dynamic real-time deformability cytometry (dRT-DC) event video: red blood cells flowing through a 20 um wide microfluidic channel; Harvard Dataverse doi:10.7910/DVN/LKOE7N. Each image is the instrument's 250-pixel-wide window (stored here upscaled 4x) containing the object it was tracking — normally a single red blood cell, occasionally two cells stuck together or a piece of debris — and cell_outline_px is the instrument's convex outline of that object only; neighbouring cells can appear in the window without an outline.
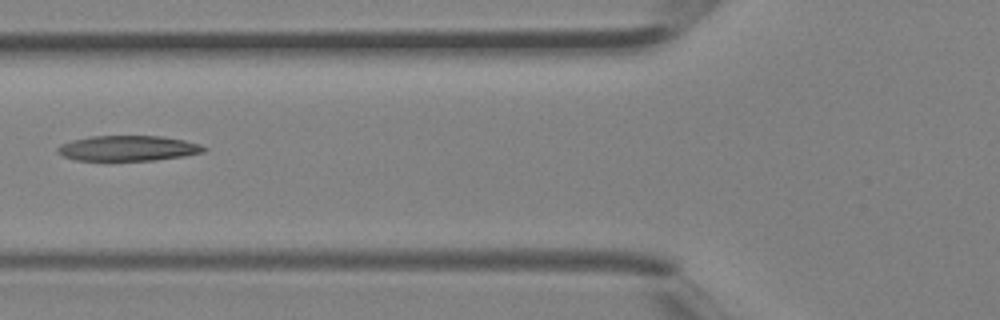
{"species": "Egyptian fruit bat (a non-hibernating species)", "species_latin": "Rousettus aegyptiacus", "temperature_condition": "room temperature", "stored_images_in_passage": 4, "camera_frame_rate_fps": 3000, "um_per_image_px": 0.085, "animal": {"sex": "female"}, "frame": {"image": 1, "passage_image": 4, "time_ms": 1.0, "image_size_px": [1000, 320], "cell_outline_px": [[208, 148], [204, 152], [184, 156], [156, 160], [108, 164], [76, 160], [64, 156], [56, 152], [56, 148], [60, 144], [72, 140], [88, 136], [160, 136], [184, 140], [200, 144]], "centroid_in_image_um": [10.81, 12.65], "position_along_channel_um": 115.0, "area_um2": 22.77}}